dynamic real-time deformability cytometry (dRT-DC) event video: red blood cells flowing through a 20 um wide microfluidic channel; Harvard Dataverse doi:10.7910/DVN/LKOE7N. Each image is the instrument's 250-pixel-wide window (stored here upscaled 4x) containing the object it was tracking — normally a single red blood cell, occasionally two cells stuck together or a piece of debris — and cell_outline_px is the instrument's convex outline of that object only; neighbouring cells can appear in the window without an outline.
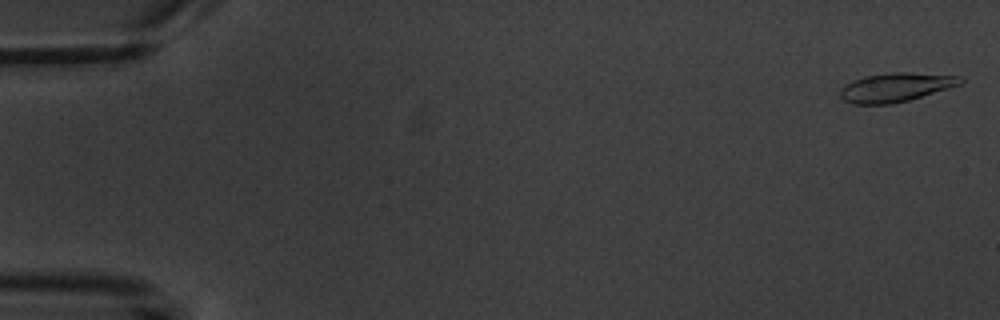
{"species": "common noctule bat (a hibernating species)", "species_latin": "Nyctalus noctula", "temperature_condition": "warm", "stored_images_in_passage": 5, "camera_frame_rate_fps": 3000, "um_per_image_px": 0.085, "animal": {"sex": "male", "body_mass_g": 20.1, "forearm_length_mm": 53.5}, "frame": {"image": 1, "passage_image": 1, "time_ms": 0.0, "image_size_px": [1000, 320], "cell_outline_px": [[964, 80], [960, 84], [948, 88], [908, 100], [892, 104], [852, 104], [844, 100], [840, 96], [840, 88], [844, 84], [864, 76], [892, 72], [908, 72], [964, 76]], "centroid_in_image_um": [76.12, 7.41], "position_along_channel_um": 8.9, "area_um2": 20.29}}
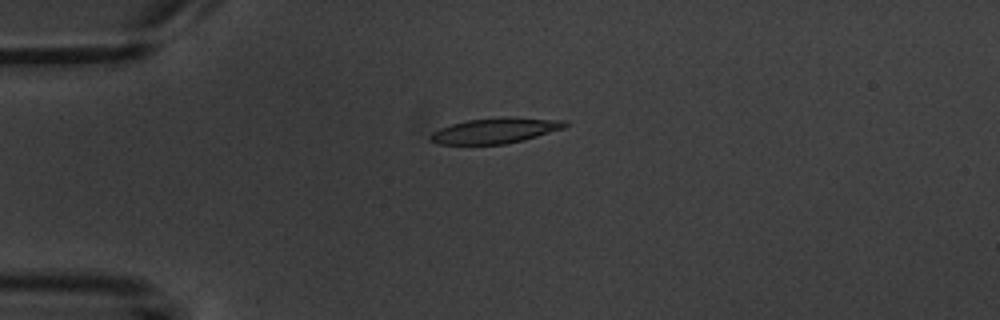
{"frame": {"image": 2, "passage_image": 4, "time_ms": 4.333, "image_size_px": [1000, 320], "cell_outline_px": [[568, 124], [564, 128], [524, 140], [504, 144], [436, 144], [428, 140], [428, 136], [432, 132], [440, 128], [452, 124], [468, 120], [508, 116], [568, 120]], "centroid_in_image_um": [42.11, 11.09], "position_along_channel_um": 42.9, "area_um2": 20.17}}